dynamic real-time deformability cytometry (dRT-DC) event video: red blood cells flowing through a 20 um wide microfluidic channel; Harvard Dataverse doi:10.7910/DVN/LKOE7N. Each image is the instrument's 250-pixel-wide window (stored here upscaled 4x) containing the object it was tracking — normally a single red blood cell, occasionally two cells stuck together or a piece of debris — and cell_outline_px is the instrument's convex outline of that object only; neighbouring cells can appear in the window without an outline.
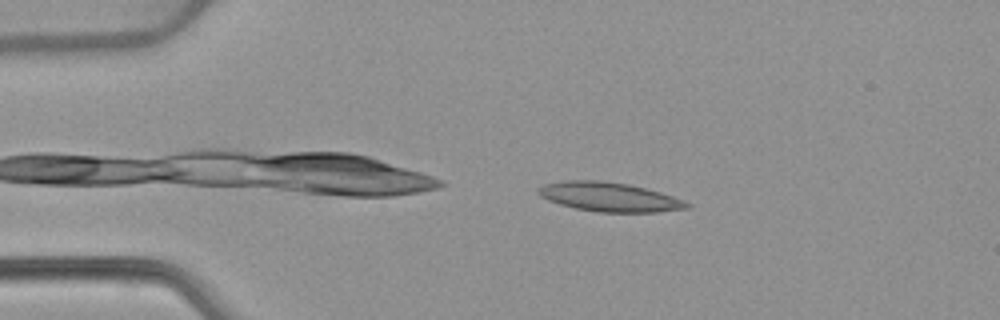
{"species": "common noctule bat (a hibernating species)", "species_latin": "Nyctalus noctula", "temperature_condition": "warm", "stored_images_in_passage": 38, "camera_frame_rate_fps": 3000, "um_per_image_px": 0.085, "animal": {"sex": "female", "body_mass_g": 22.7, "forearm_length_mm": 54.2}, "frame": {"image": 1, "passage_image": 4, "time_ms": 1.0, "image_size_px": [1000, 320], "cell_outline_px": [[692, 204], [688, 208], [656, 212], [600, 212], [576, 208], [560, 204], [548, 200], [540, 196], [536, 192], [536, 188], [544, 184], [564, 180], [600, 180], [628, 184], [660, 192], [672, 196]], "centroid_in_image_um": [51.75, 16.73], "position_along_channel_um": 33.3, "area_um2": 25.2}}
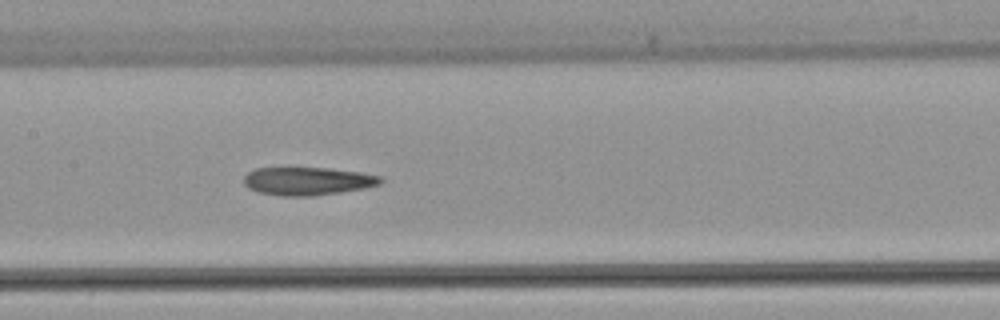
{"frame": {"image": 2, "passage_image": 19, "time_ms": 6.0, "image_size_px": [1000, 320], "cell_outline_px": [[384, 180], [380, 184], [364, 188], [340, 192], [312, 196], [280, 196], [256, 192], [248, 188], [244, 184], [244, 176], [248, 172], [256, 168], [328, 168], [360, 172], [380, 176]], "centroid_in_image_um": [26.12, 15.4], "position_along_channel_um": 181.3, "area_um2": 22.43}}
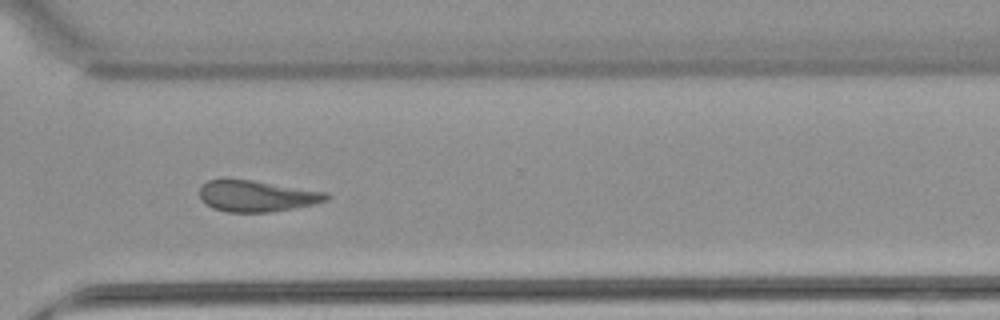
{"frame": {"image": 3, "passage_image": 32, "time_ms": 10.333, "image_size_px": [1000, 320], "cell_outline_px": [[332, 196], [328, 200], [312, 204], [292, 208], [268, 212], [228, 212], [212, 208], [200, 200], [200, 188], [208, 180], [220, 176], [224, 176], [252, 180], [328, 192]], "centroid_in_image_um": [21.77, 16.62], "position_along_channel_um": 348.8, "area_um2": 23.58}, "authors_computed_cell_mechanics": {"area_um2": 23.5246, "velocity_mm_per_s": 3.8714, "shape_relaxation_time_tau1_ms": null, "shape_relaxation_time_tau2_ms": 4.6187, "deformation_change_tau1": null, "deformation_change_tau2": 0.1357}}